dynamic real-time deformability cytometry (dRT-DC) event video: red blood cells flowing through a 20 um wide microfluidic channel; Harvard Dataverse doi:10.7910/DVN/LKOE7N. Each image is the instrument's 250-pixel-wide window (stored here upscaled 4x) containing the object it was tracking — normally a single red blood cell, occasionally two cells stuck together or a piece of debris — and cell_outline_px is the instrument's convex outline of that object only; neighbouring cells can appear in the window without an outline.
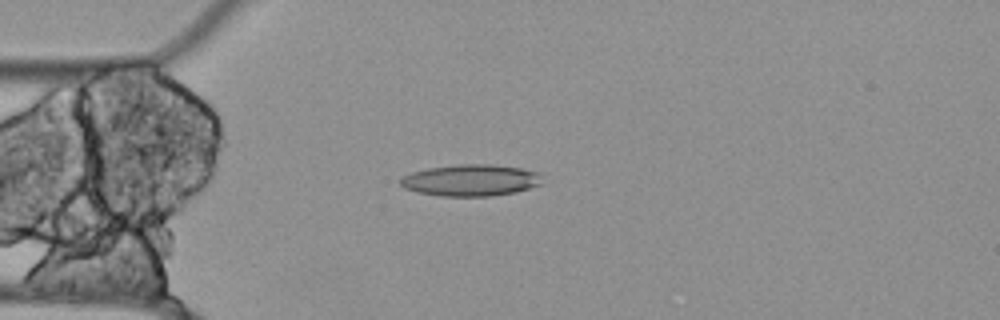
{"species": "Egyptian fruit bat (a non-hibernating species)", "species_latin": "Rousettus aegyptiacus", "temperature_condition": "cold", "stored_images_in_passage": 35, "camera_frame_rate_fps": 3000, "um_per_image_px": 0.085, "animal": {"sex": "female"}, "frame": {"image": 1, "passage_image": 1, "time_ms": 0.0, "image_size_px": [1000, 320], "cell_outline_px": [[540, 184], [516, 192], [492, 196], [440, 196], [416, 192], [404, 188], [400, 184], [400, 180], [404, 176], [412, 172], [428, 168], [456, 164], [492, 164], [520, 168], [540, 172]], "centroid_in_image_um": [39.99, 15.32], "position_along_channel_um": 45.0, "area_um2": 26.13}}
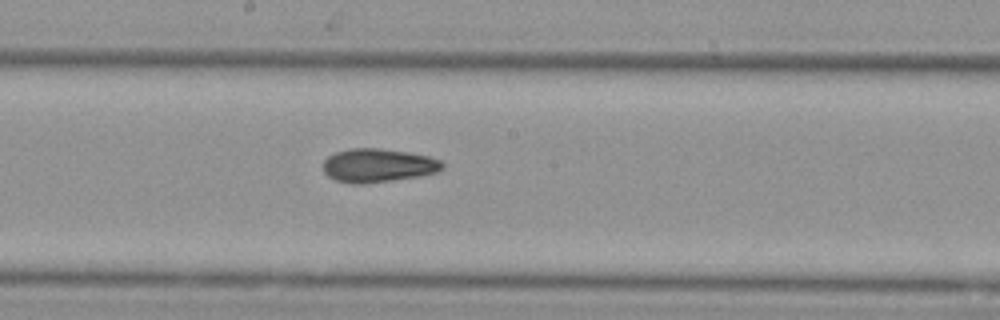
{"frame": {"image": 2, "passage_image": 16, "time_ms": 5.0, "image_size_px": [1000, 320], "cell_outline_px": [[444, 168], [436, 172], [420, 176], [364, 184], [352, 184], [336, 180], [328, 176], [324, 172], [324, 160], [328, 156], [336, 152], [348, 148], [380, 148], [408, 152], [428, 156], [440, 160], [444, 164]], "centroid_in_image_um": [32.13, 14.06], "position_along_channel_um": 216.1, "area_um2": 23.41}}
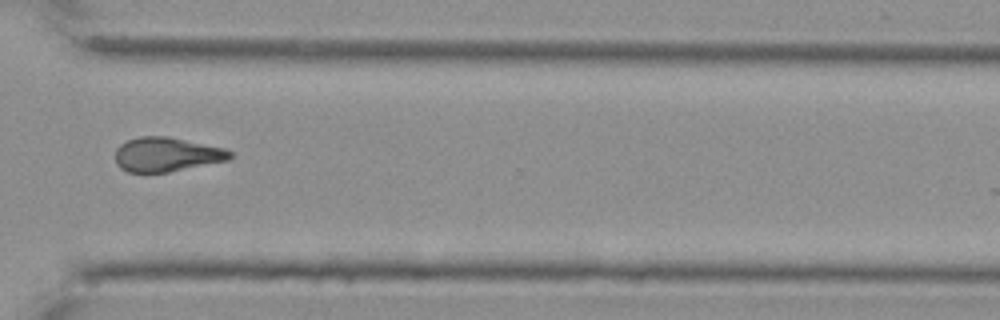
{"frame": {"image": 3, "passage_image": 28, "time_ms": 9.0, "image_size_px": [1000, 320], "cell_outline_px": [[232, 156], [228, 160], [168, 172], [128, 172], [120, 168], [116, 164], [116, 148], [120, 144], [128, 140], [140, 136], [168, 136], [224, 148], [232, 152]], "centroid_in_image_um": [14.14, 13.12], "position_along_channel_um": 356.5, "area_um2": 22.83}}